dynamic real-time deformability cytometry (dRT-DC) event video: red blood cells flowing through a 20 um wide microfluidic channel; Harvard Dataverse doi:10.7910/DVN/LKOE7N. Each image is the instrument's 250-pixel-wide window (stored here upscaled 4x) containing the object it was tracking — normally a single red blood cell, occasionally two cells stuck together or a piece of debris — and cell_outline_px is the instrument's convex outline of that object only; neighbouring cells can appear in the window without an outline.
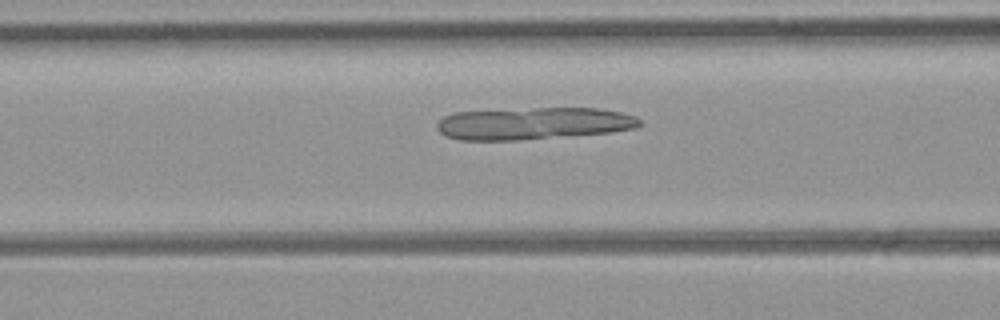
{"species": "common noctule bat (a hibernating species)", "species_latin": "Nyctalus noctula", "temperature_condition": "room temperature", "stored_images_in_passage": 49, "camera_frame_rate_fps": 3000, "um_per_image_px": 0.085, "animal": {"sex": "female", "body_mass_g": 21.9}, "frame": {"image": 1, "passage_image": 18, "time_ms": 5.667, "image_size_px": [1000, 320], "cell_outline_px": [[644, 124], [636, 128], [608, 132], [516, 140], [460, 140], [444, 136], [436, 128], [436, 124], [444, 116], [452, 112], [536, 108], [600, 108], [620, 112], [636, 116]], "centroid_in_image_um": [45.32, 10.48], "position_along_channel_um": 121.3, "area_um2": 37.97}}
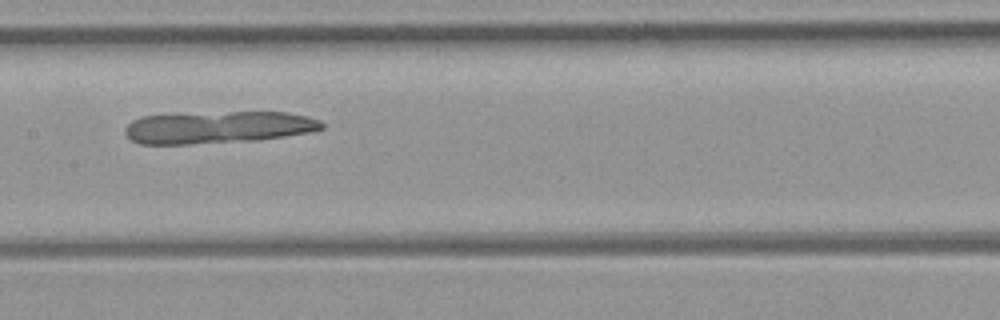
{"frame": {"image": 2, "passage_image": 23, "time_ms": 7.333, "image_size_px": [1000, 320], "cell_outline_px": [[324, 128], [312, 132], [256, 140], [188, 144], [140, 144], [132, 140], [124, 132], [124, 128], [132, 120], [144, 116], [228, 112], [288, 112], [320, 120], [324, 124]], "centroid_in_image_um": [18.55, 10.83], "position_along_channel_um": 188.8, "area_um2": 36.59}}
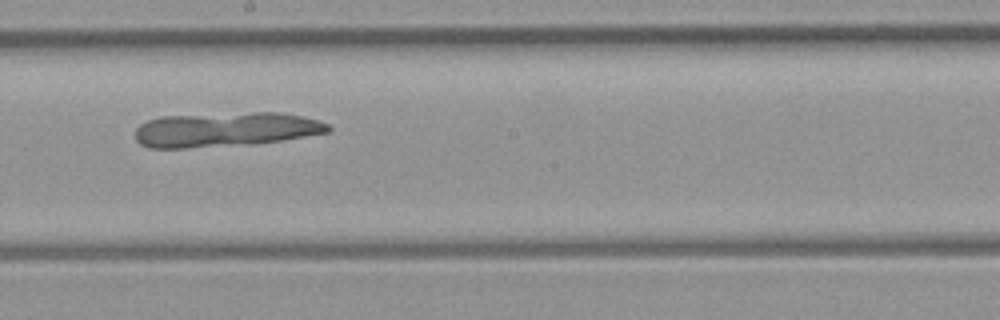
{"frame": {"image": 3, "passage_image": 26, "time_ms": 8.333, "image_size_px": [1000, 320], "cell_outline_px": [[332, 128], [328, 132], [284, 140], [184, 148], [148, 148], [140, 144], [136, 140], [136, 128], [140, 124], [148, 120], [160, 116], [256, 112], [280, 112], [304, 116], [328, 124]], "centroid_in_image_um": [19.14, 10.99], "position_along_channel_um": 229.1, "area_um2": 38.44}}